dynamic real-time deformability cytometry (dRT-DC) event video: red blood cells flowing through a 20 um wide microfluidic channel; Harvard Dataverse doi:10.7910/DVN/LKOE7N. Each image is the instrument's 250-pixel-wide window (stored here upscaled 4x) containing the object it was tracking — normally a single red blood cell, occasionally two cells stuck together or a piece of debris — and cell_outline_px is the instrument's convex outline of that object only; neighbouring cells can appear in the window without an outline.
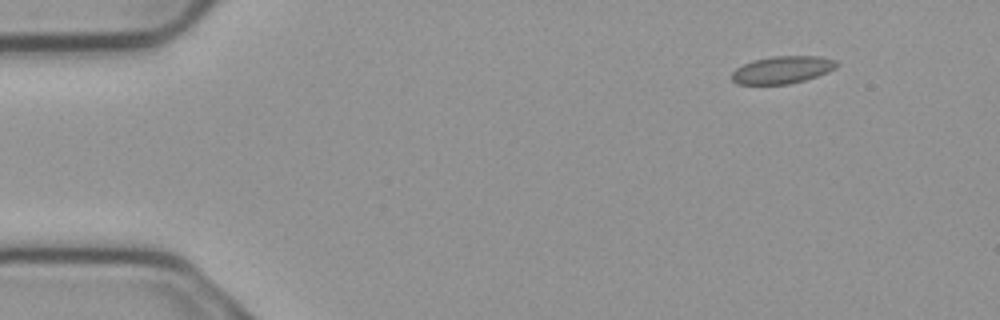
{"species": "common noctule bat (a hibernating species)", "species_latin": "Nyctalus noctula", "temperature_condition": "cold", "stored_images_in_passage": 4, "camera_frame_rate_fps": 3000, "um_per_image_px": 0.085, "animal": {"sex": "male", "body_mass_g": 23.1, "forearm_length_mm": 52.7}, "frame": {"image": 1, "passage_image": 1, "time_ms": 0.0, "image_size_px": [1000, 320], "cell_outline_px": [[840, 64], [836, 68], [828, 72], [804, 80], [788, 84], [736, 84], [732, 80], [732, 72], [736, 68], [752, 60], [772, 56], [820, 56], [836, 60]], "centroid_in_image_um": [66.51, 5.92], "position_along_channel_um": 18.5, "area_um2": 16.82}}
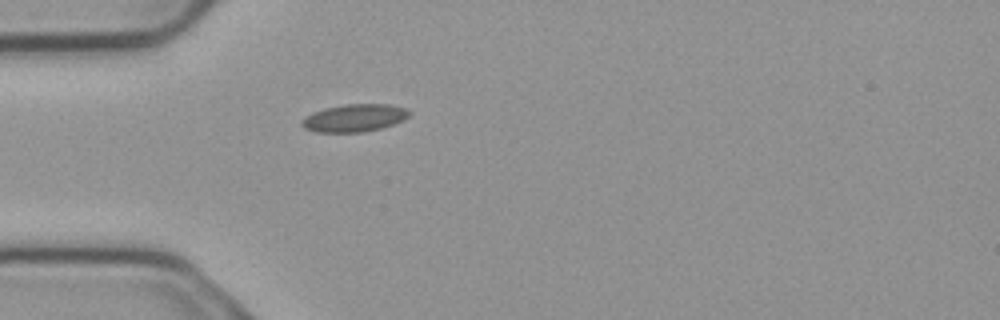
{"frame": {"image": 2, "passage_image": 4, "time_ms": 1.0, "image_size_px": [1000, 320], "cell_outline_px": [[412, 112], [404, 120], [380, 128], [364, 132], [316, 132], [304, 128], [300, 124], [300, 120], [304, 116], [312, 112], [324, 108], [344, 104], [392, 104], [408, 108]], "centroid_in_image_um": [30.11, 10.01], "position_along_channel_um": 54.9, "area_um2": 17.57}}